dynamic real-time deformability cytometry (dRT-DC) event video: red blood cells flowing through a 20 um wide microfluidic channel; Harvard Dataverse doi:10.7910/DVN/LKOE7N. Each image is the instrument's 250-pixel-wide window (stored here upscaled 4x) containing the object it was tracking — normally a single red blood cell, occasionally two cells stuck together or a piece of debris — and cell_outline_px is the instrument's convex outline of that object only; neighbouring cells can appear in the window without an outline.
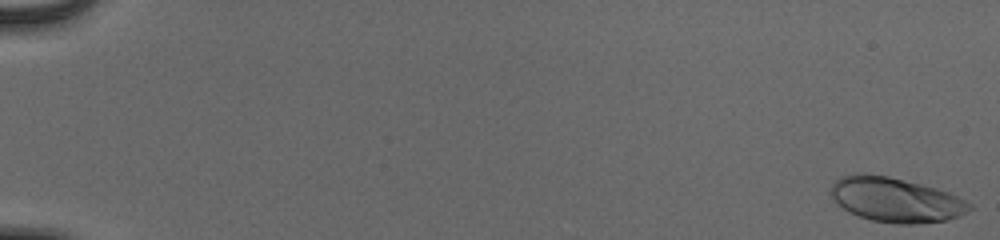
{"species": "human", "species_latin": "Homo sapiens", "temperature_condition": "cold", "stored_images_in_passage": 55, "camera_frame_rate_fps": 3000, "um_per_image_px": 0.085, "donor": {"sex": "male"}, "frame": {"image": 1, "passage_image": 1, "time_ms": 0.0, "image_size_px": [1000, 240], "cell_outline_px": [[972, 208], [960, 216], [944, 220], [916, 224], [900, 224], [872, 220], [848, 212], [836, 204], [832, 200], [832, 184], [840, 176], [860, 172], [864, 172], [888, 176], [936, 188], [948, 192], [972, 204]], "centroid_in_image_um": [76.09, 16.97], "position_along_channel_um": 8.9, "area_um2": 36.01}}
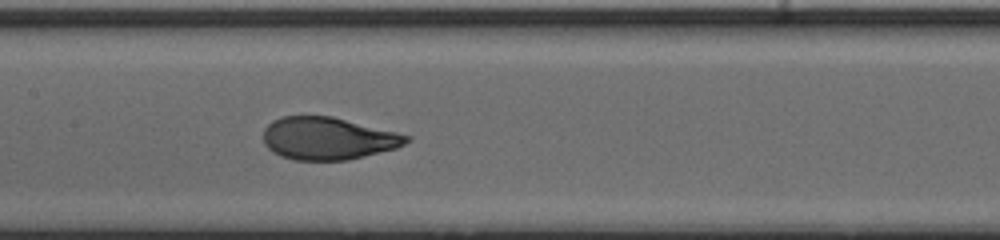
{"frame": {"image": 2, "passage_image": 30, "time_ms": 9.667, "image_size_px": [1000, 240], "cell_outline_px": [[412, 140], [396, 148], [348, 160], [292, 160], [280, 156], [272, 152], [264, 144], [264, 128], [272, 120], [284, 116], [332, 116], [412, 136]], "centroid_in_image_um": [27.87, 11.77], "position_along_channel_um": 179.5, "area_um2": 35.49}}
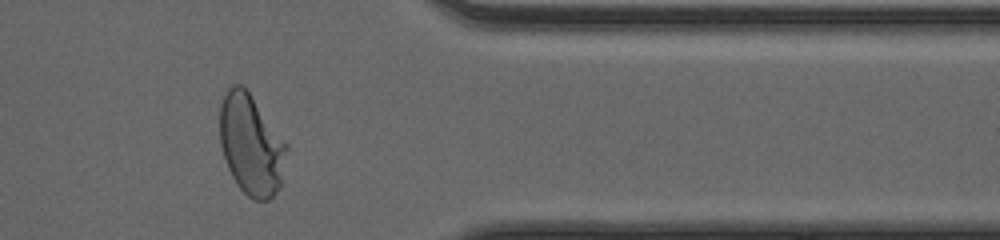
{"frame": {"image": 3, "passage_image": 47, "time_ms": 15.333, "image_size_px": [1000, 240], "cell_outline_px": [[288, 148], [280, 184], [276, 192], [268, 200], [256, 200], [248, 196], [236, 184], [228, 168], [220, 144], [220, 104], [228, 88], [232, 84], [240, 84], [248, 92], [288, 144]], "centroid_in_image_um": [21.34, 12.31], "position_along_channel_um": 390.1, "area_um2": 38.73}, "authors_computed_cell_mechanics": {"area_um2": 35.836, "velocity_mm_per_s": 3.8914, "shape_relaxation_time_tau1_ms": 2.978, "shape_relaxation_time_tau2_ms": null, "deformation_change_tau1": 0.1758, "deformation_change_tau2": null}}